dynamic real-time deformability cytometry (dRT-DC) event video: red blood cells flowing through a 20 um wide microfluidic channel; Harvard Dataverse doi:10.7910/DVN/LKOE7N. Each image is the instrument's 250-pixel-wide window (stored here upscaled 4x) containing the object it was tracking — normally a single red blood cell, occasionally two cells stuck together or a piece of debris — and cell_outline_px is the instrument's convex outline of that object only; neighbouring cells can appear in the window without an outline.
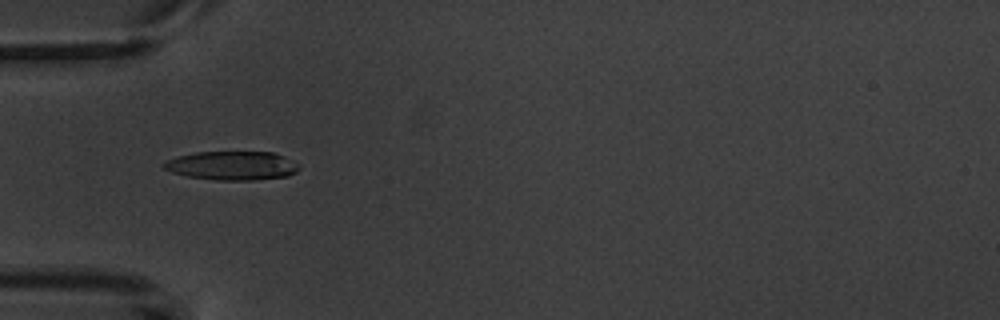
{"species": "common noctule bat (a hibernating species)", "species_latin": "Nyctalus noctula", "temperature_condition": "warm", "stored_images_in_passage": 8, "camera_frame_rate_fps": 3000, "um_per_image_px": 0.085, "animal": {"sex": "male", "body_mass_g": 20.1, "forearm_length_mm": 53.5}, "frame": {"image": 1, "passage_image": 4, "time_ms": 4.333, "image_size_px": [1000, 320], "cell_outline_px": [[300, 168], [296, 172], [288, 176], [252, 180], [216, 180], [188, 176], [172, 172], [164, 168], [160, 164], [168, 160], [180, 156], [196, 152], [272, 152], [284, 156], [300, 164]], "centroid_in_image_um": [19.77, 14.08], "position_along_channel_um": 65.2, "area_um2": 22.66}}
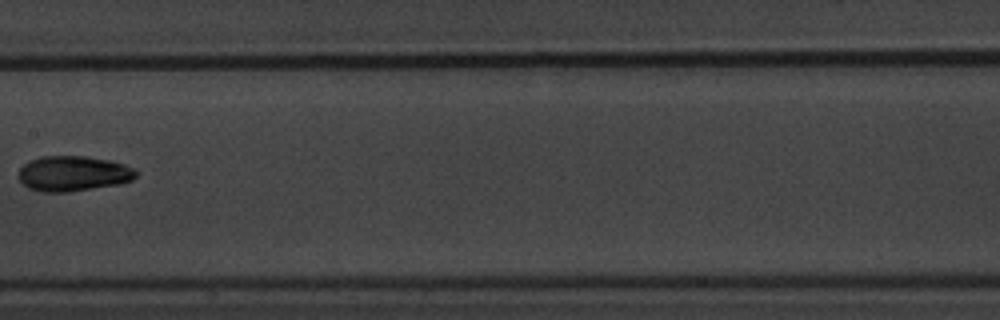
{"frame": {"image": 2, "passage_image": 7, "time_ms": 8.0, "image_size_px": [1000, 320], "cell_outline_px": [[136, 176], [132, 180], [120, 184], [68, 192], [40, 192], [28, 188], [16, 176], [16, 172], [24, 164], [40, 156], [88, 156], [108, 160], [124, 164], [136, 168]], "centroid_in_image_um": [6.2, 14.75], "position_along_channel_um": 201.2, "area_um2": 24.39}}
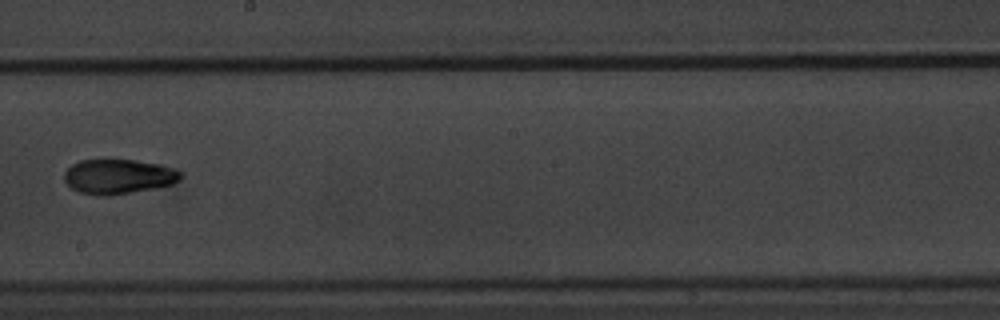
{"frame": {"image": 3, "passage_image": 8, "time_ms": 9.0, "image_size_px": [1000, 320], "cell_outline_px": [[180, 176], [172, 184], [152, 188], [108, 196], [96, 196], [80, 192], [72, 188], [64, 180], [64, 172], [72, 164], [80, 160], [136, 160], [160, 164], [172, 168], [180, 172]], "centroid_in_image_um": [10.0, 15.0], "position_along_channel_um": 238.2, "area_um2": 23.24}}